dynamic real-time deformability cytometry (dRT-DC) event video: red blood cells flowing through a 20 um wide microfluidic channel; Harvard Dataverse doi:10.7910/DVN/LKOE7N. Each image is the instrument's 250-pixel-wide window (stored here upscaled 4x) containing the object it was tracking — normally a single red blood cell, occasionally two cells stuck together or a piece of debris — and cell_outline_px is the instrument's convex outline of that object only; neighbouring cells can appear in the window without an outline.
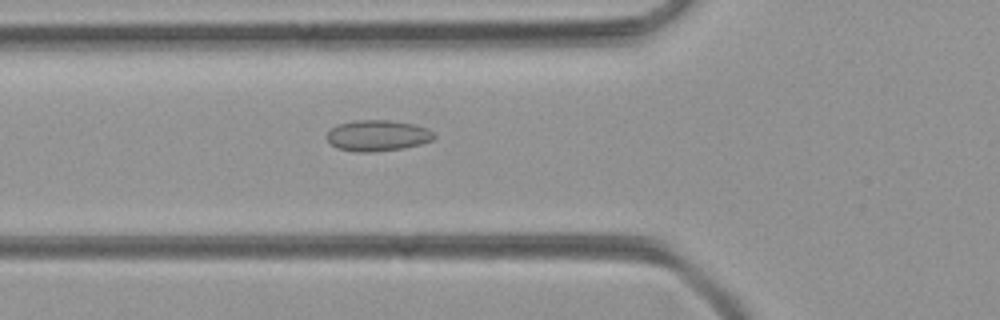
{"species": "common noctule bat (a hibernating species)", "species_latin": "Nyctalus noctula", "temperature_condition": "room temperature", "stored_images_in_passage": 39, "camera_frame_rate_fps": 3000, "um_per_image_px": 0.085, "animal": {"sex": "female", "body_mass_g": 21.9}, "frame": {"image": 1, "passage_image": 8, "time_ms": 2.333, "image_size_px": [1000, 320], "cell_outline_px": [[436, 136], [432, 140], [420, 144], [404, 148], [368, 152], [356, 152], [336, 148], [324, 136], [336, 124], [356, 120], [388, 120], [412, 124], [424, 128], [432, 132]], "centroid_in_image_um": [32.04, 11.52], "position_along_channel_um": 93.8, "area_um2": 19.25}}
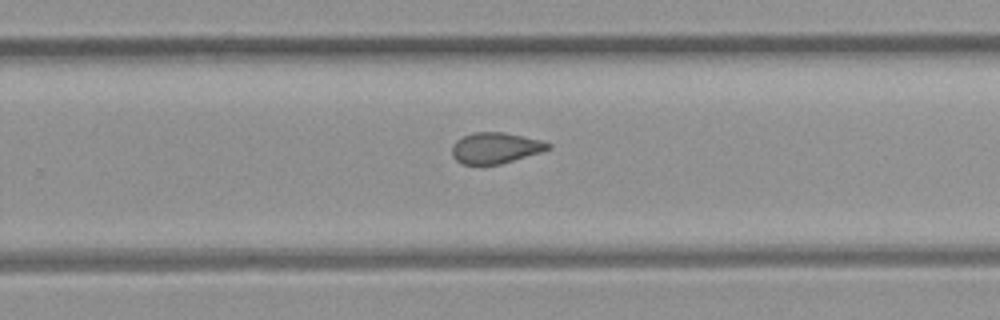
{"frame": {"image": 2, "passage_image": 22, "time_ms": 7.0, "image_size_px": [1000, 320], "cell_outline_px": [[552, 148], [540, 152], [500, 164], [460, 164], [452, 156], [452, 144], [456, 140], [472, 132], [504, 132], [540, 140], [552, 144]], "centroid_in_image_um": [42.09, 12.57], "position_along_channel_um": 287.7, "area_um2": 17.28}}
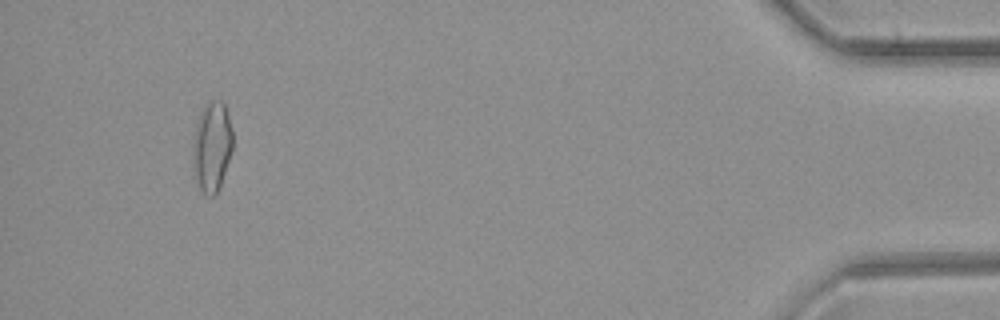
{"frame": {"image": 3, "passage_image": 37, "time_ms": 12.0, "image_size_px": [1000, 320], "cell_outline_px": [[232, 152], [220, 184], [216, 192], [212, 196], [204, 196], [200, 188], [196, 176], [192, 156], [192, 140], [200, 112], [204, 104], [208, 100], [220, 100], [224, 104], [228, 116], [232, 132]], "centroid_in_image_um": [18.0, 12.42], "position_along_channel_um": 417.2, "area_um2": 20.81}}